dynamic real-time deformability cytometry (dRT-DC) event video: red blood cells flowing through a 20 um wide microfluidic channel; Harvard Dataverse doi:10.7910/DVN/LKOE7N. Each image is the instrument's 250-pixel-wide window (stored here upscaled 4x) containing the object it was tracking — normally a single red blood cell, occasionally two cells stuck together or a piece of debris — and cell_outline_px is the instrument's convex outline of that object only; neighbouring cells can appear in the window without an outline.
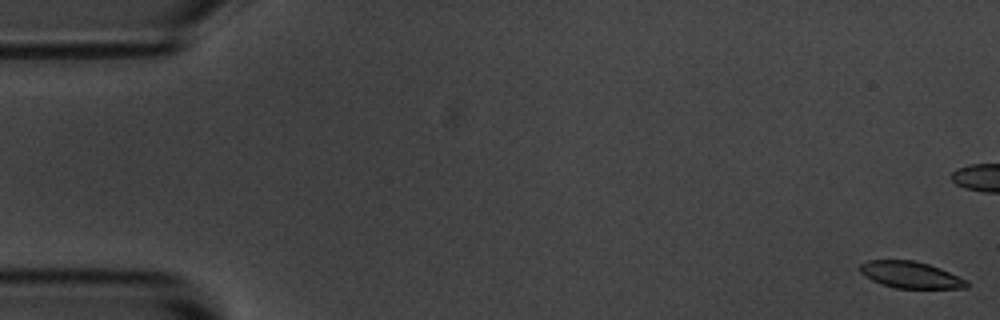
{"species": "common noctule bat (a hibernating species)", "species_latin": "Nyctalus noctula", "temperature_condition": "room temperature", "stored_images_in_passage": 17, "camera_frame_rate_fps": 3000, "um_per_image_px": 0.085, "animal": {"sex": "male", "body_mass_g": 20.1, "forearm_length_mm": 53.5}, "frame": {"image": 1, "passage_image": 1, "time_ms": 0.0, "image_size_px": [1000, 320], "cell_outline_px": [[968, 288], [896, 288], [880, 284], [864, 276], [860, 272], [860, 264], [868, 260], [916, 260], [940, 268], [968, 280]], "centroid_in_image_um": [77.4, 23.36], "position_along_channel_um": 7.6, "area_um2": 16.65}}
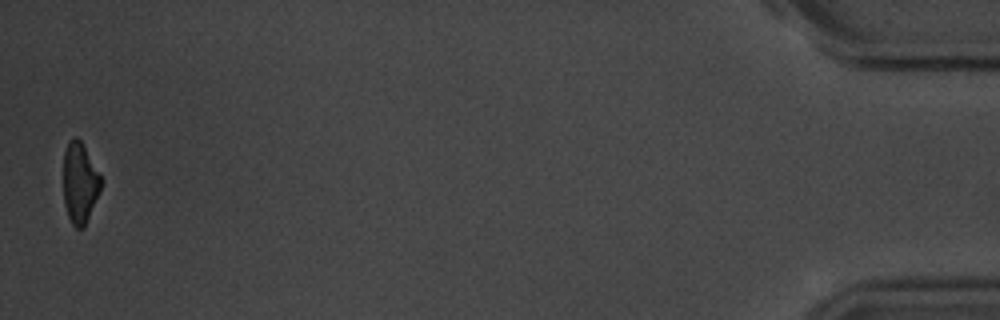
{"frame": {"image": 2, "passage_image": 17, "time_ms": 19.0, "image_size_px": [1000, 320], "cell_outline_px": [[100, 192], [84, 228], [76, 228], [72, 224], [68, 216], [64, 204], [64, 152], [68, 144], [76, 136], [80, 140], [100, 176]], "centroid_in_image_um": [6.77, 15.61], "position_along_channel_um": 428.4, "area_um2": 17.22}, "authors_computed_cell_mechanics": {"area_um2": 18.7272, "velocity_mm_per_s": 3.6607, "shape_relaxation_time_tau1_ms": 2.0016, "shape_relaxation_time_tau2_ms": null, "deformation_change_tau1": 0.0784, "deformation_change_tau2": null}}